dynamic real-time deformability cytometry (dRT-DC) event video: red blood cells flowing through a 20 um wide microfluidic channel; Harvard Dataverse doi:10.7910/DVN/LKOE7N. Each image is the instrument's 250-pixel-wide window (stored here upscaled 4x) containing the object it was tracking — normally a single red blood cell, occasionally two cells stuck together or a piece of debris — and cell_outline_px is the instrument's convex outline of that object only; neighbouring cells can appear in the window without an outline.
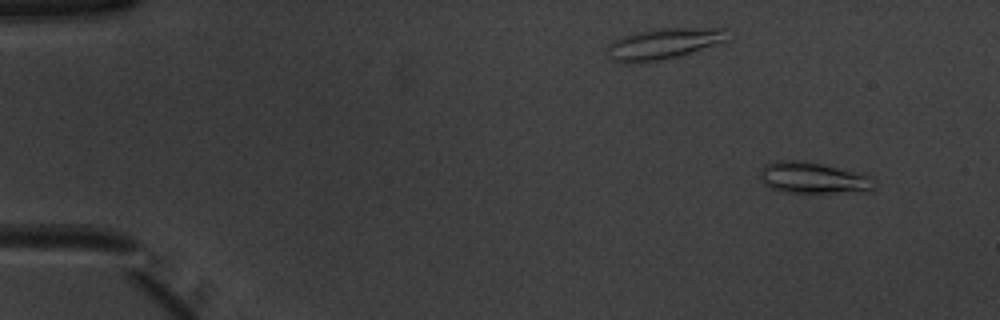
{"species": "common noctule bat (a hibernating species)", "species_latin": "Nyctalus noctula", "temperature_condition": "warm", "stored_images_in_passage": 52, "camera_frame_rate_fps": 3000, "um_per_image_px": 0.085, "animal": {"sex": "male", "body_mass_g": 20.1, "forearm_length_mm": 53.5}, "frame": {"image": 1, "passage_image": 5, "time_ms": 1.333, "image_size_px": [1000, 320], "cell_outline_px": [[876, 184], [868, 192], [784, 192], [772, 188], [764, 184], [760, 180], [760, 172], [764, 164], [780, 160], [804, 160], [824, 164], [872, 176], [876, 180]], "centroid_in_image_um": [69.14, 15.11], "position_along_channel_um": 15.9, "area_um2": 21.04}}
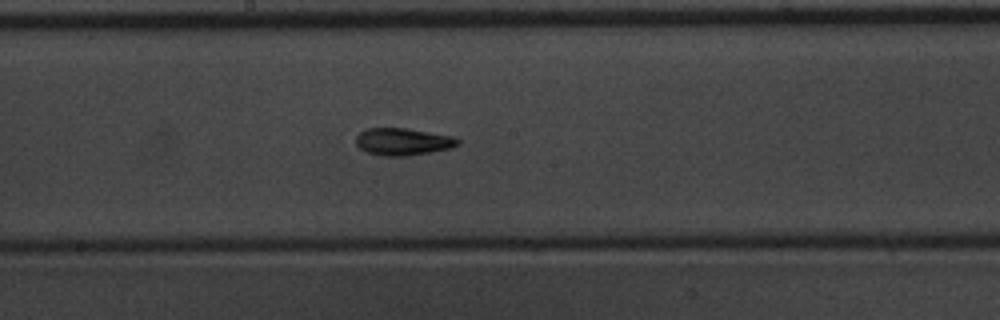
{"frame": {"image": 2, "passage_image": 29, "time_ms": 9.333, "image_size_px": [1000, 320], "cell_outline_px": [[460, 144], [452, 148], [432, 152], [408, 156], [384, 156], [368, 152], [360, 148], [356, 144], [356, 136], [360, 132], [368, 128], [404, 128], [452, 136], [460, 140]], "centroid_in_image_um": [34.26, 12.05], "position_along_channel_um": 213.9, "area_um2": 16.13}}
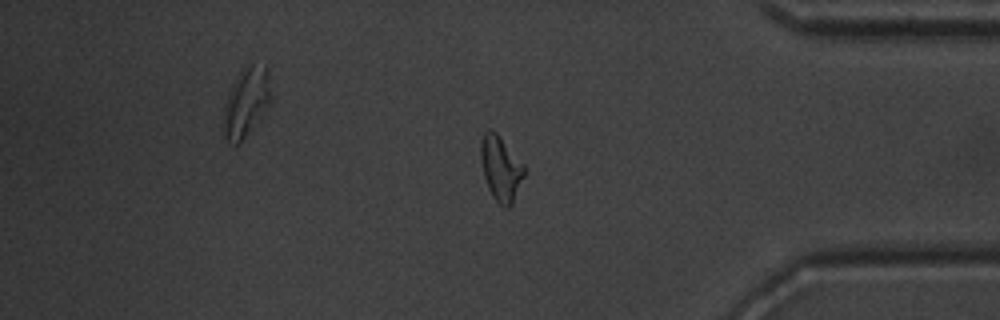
{"frame": {"image": 3, "passage_image": 44, "time_ms": 14.333, "image_size_px": [1000, 320], "cell_outline_px": [[528, 172], [512, 204], [508, 208], [504, 208], [492, 196], [488, 188], [484, 176], [480, 160], [480, 140], [484, 132], [488, 128], [492, 128], [496, 132], [528, 168]], "centroid_in_image_um": [42.6, 14.3], "position_along_channel_um": 392.6, "area_um2": 17.05}, "authors_computed_cell_mechanics": {"area_um2": 16.1262, "velocity_mm_per_s": 3.9634, "shape_relaxation_time_tau1_ms": 4.5174, "shape_relaxation_time_tau2_ms": 5.2089, "deformation_change_tau1": 0.1653, "deformation_change_tau2": 0.1236}}